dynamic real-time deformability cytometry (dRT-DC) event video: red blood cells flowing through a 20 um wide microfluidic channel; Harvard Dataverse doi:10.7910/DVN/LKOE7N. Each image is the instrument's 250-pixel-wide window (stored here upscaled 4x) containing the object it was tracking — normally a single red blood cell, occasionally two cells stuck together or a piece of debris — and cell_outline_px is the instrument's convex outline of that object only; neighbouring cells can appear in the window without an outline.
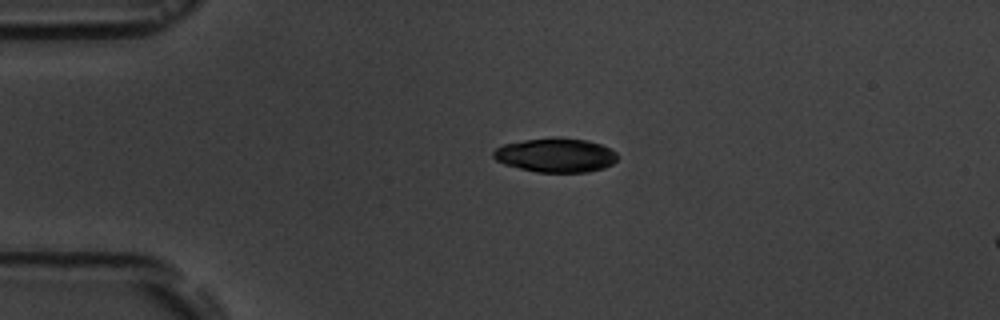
{"species": "common noctule bat (a hibernating species)", "species_latin": "Nyctalus noctula", "temperature_condition": "room temperature", "stored_images_in_passage": 3, "segment_of_instrument_passage": [1, 2], "camera_frame_rate_fps": 3000, "um_per_image_px": 0.085, "animal": {"sex": "male", "body_mass_g": 19.5, "forearm_length_mm": 54.6}, "frame": {"image": 1, "passage_image": 1, "time_ms": 0.0, "image_size_px": [1000, 320], "cell_outline_px": [[616, 160], [612, 164], [604, 168], [588, 172], [540, 172], [520, 168], [504, 164], [496, 160], [492, 156], [492, 152], [496, 148], [504, 144], [524, 140], [552, 136], [556, 136], [588, 140], [600, 144], [616, 152]], "centroid_in_image_um": [47.22, 13.17], "position_along_channel_um": 37.8, "area_um2": 24.8}}